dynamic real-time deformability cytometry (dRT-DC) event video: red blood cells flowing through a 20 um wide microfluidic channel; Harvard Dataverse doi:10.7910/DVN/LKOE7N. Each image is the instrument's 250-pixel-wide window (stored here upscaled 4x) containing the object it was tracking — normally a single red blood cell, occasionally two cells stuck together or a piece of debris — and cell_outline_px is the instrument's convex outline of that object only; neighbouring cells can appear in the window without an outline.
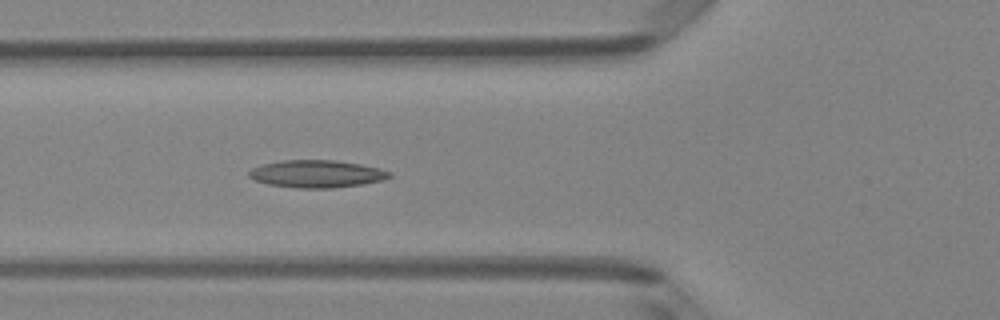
{"species": "Egyptian fruit bat (a non-hibernating species)", "species_latin": "Rousettus aegyptiacus", "temperature_condition": "room temperature", "stored_images_in_passage": 6, "camera_frame_rate_fps": 3000, "um_per_image_px": 0.085, "animal": {"sex": "female"}, "frame": {"image": 1, "passage_image": 6, "time_ms": 1.667, "image_size_px": [1000, 320], "cell_outline_px": [[392, 176], [384, 180], [364, 184], [332, 188], [300, 188], [268, 184], [256, 180], [248, 176], [248, 172], [252, 168], [264, 164], [284, 160], [336, 160], [360, 164], [380, 168], [392, 172]], "centroid_in_image_um": [26.98, 14.78], "position_along_channel_um": 98.8, "area_um2": 22.48}}